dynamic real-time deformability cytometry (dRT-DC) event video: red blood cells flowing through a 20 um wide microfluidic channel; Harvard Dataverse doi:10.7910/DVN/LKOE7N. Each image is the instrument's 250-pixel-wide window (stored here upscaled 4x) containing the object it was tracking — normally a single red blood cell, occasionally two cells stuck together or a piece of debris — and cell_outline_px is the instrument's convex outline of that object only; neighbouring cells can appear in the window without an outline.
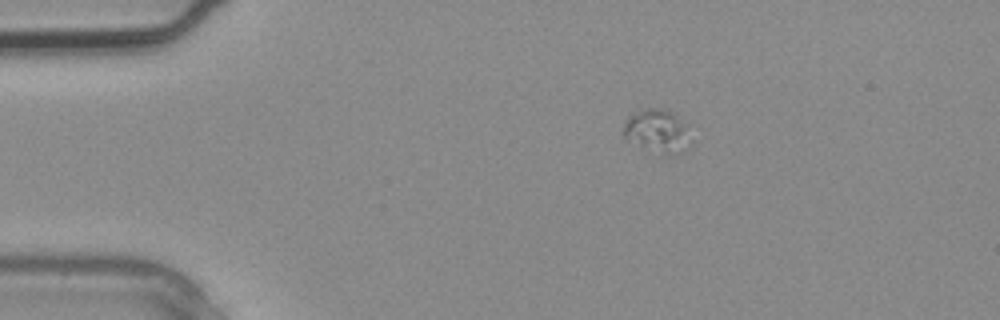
{"species": "common noctule bat (a hibernating species)", "species_latin": "Nyctalus noctula", "temperature_condition": "warm", "stored_images_in_passage": 2, "camera_frame_rate_fps": 3000, "um_per_image_px": 0.085, "animal": {"sex": "male", "body_mass_g": 20.4}, "frame": {"image": 1, "passage_image": 1, "time_ms": 0.0, "image_size_px": [1000, 320], "cell_outline_px": [[692, 140], [688, 148], [672, 156], [624, 140], [624, 120], [632, 112], [644, 108], [660, 108], [672, 112], [684, 124]], "centroid_in_image_um": [55.84, 11.13], "position_along_channel_um": 29.2, "area_um2": 16.94}}